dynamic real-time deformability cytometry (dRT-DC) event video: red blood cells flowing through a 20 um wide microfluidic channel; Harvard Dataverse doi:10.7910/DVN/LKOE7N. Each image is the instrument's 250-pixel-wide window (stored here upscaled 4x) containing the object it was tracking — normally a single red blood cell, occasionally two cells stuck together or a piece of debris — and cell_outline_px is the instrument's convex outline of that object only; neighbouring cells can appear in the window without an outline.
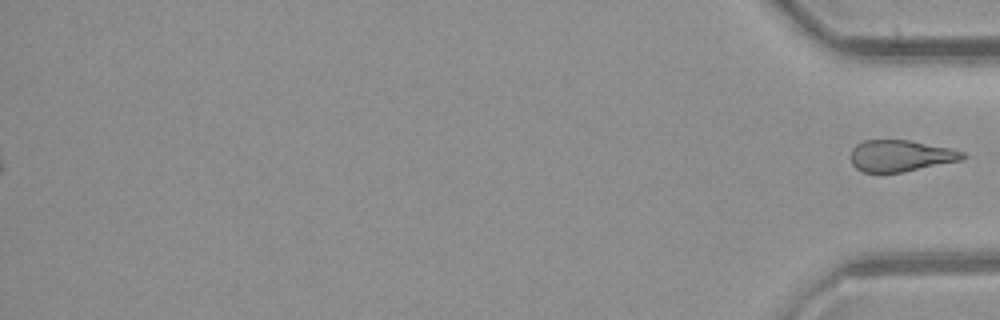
{"species": "common noctule bat (a hibernating species)", "species_latin": "Nyctalus noctula", "temperature_condition": "room temperature", "stored_images_in_passage": 46, "segment_of_instrument_passage": [2, 2], "camera_frame_rate_fps": 3000, "um_per_image_px": 0.085, "animal": {"sex": "female", "body_mass_g": 21.9}, "frame": {"image": 1, "passage_image": 46, "time_ms": 15.0, "image_size_px": [1000, 320], "cell_outline_px": [[968, 156], [960, 160], [900, 172], [864, 172], [856, 168], [852, 164], [852, 148], [856, 144], [864, 140], [908, 140], [952, 148], [964, 152]], "centroid_in_image_um": [76.55, 13.22], "position_along_channel_um": 358.6, "area_um2": 20.29}}